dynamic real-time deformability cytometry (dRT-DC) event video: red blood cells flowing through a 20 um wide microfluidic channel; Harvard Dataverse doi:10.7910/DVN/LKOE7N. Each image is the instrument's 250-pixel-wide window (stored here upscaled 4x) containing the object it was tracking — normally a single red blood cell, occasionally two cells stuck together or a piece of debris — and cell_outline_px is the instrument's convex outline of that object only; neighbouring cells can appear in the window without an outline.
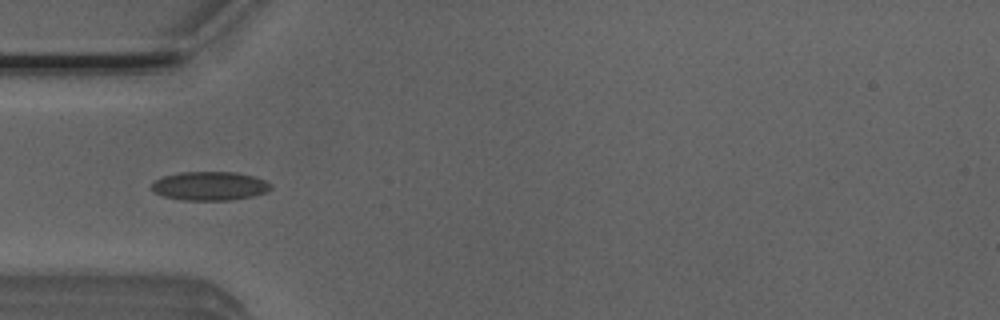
{"species": "Egyptian fruit bat (a non-hibernating species)", "species_latin": "Rousettus aegyptiacus", "temperature_condition": "room temperature", "stored_images_in_passage": 51, "camera_frame_rate_fps": 3000, "um_per_image_px": 0.085, "animal": {"sex": "male"}, "frame": {"image": 1, "passage_image": 15, "time_ms": 4.667, "image_size_px": [1000, 320], "cell_outline_px": [[272, 188], [268, 192], [252, 196], [232, 200], [184, 200], [164, 196], [152, 192], [152, 184], [156, 180], [164, 176], [180, 172], [236, 172], [252, 176], [264, 180], [272, 184]], "centroid_in_image_um": [17.85, 15.81], "position_along_channel_um": 67.1, "area_um2": 20.0}}
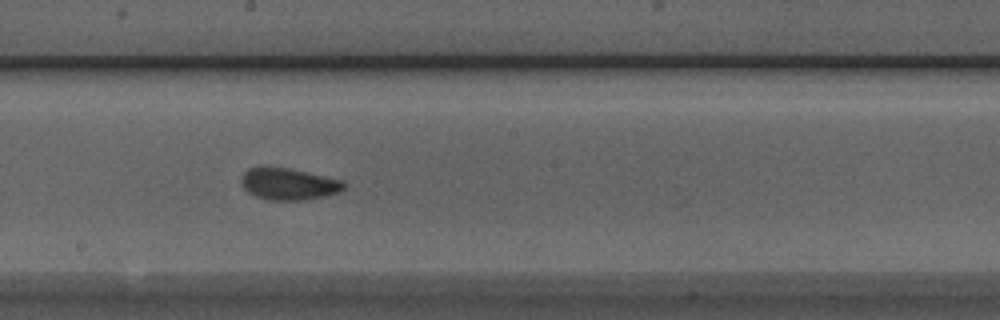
{"frame": {"image": 2, "passage_image": 27, "time_ms": 8.667, "image_size_px": [1000, 320], "cell_outline_px": [[348, 184], [340, 192], [304, 200], [268, 200], [256, 196], [248, 192], [240, 184], [240, 180], [244, 172], [248, 168], [260, 164], [288, 168], [344, 180]], "centroid_in_image_um": [24.49, 15.6], "position_along_channel_um": 223.7, "area_um2": 19.48}}
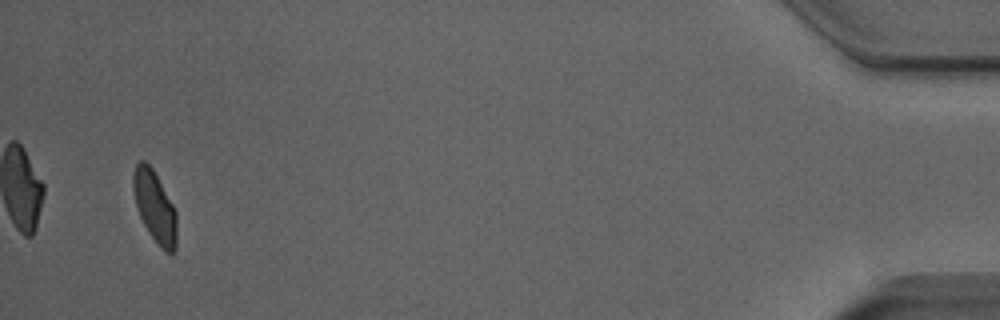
{"frame": {"image": 3, "passage_image": 49, "time_ms": 16.0, "image_size_px": [1000, 320], "cell_outline_px": [[176, 248], [172, 252], [164, 252], [160, 248], [148, 232], [140, 216], [136, 204], [132, 188], [132, 176], [136, 164], [140, 160], [144, 160], [152, 168], [172, 204], [176, 212]], "centroid_in_image_um": [13.14, 17.58], "position_along_channel_um": 422.1, "area_um2": 17.92}, "authors_computed_cell_mechanics": {"area_um2": 19.1896, "velocity_mm_per_s": 3.9064, "shape_relaxation_time_tau1_ms": 4.0463, "shape_relaxation_time_tau2_ms": 1.1459, "deformation_change_tau1": 0.103, "deformation_change_tau2": 0.0433}}